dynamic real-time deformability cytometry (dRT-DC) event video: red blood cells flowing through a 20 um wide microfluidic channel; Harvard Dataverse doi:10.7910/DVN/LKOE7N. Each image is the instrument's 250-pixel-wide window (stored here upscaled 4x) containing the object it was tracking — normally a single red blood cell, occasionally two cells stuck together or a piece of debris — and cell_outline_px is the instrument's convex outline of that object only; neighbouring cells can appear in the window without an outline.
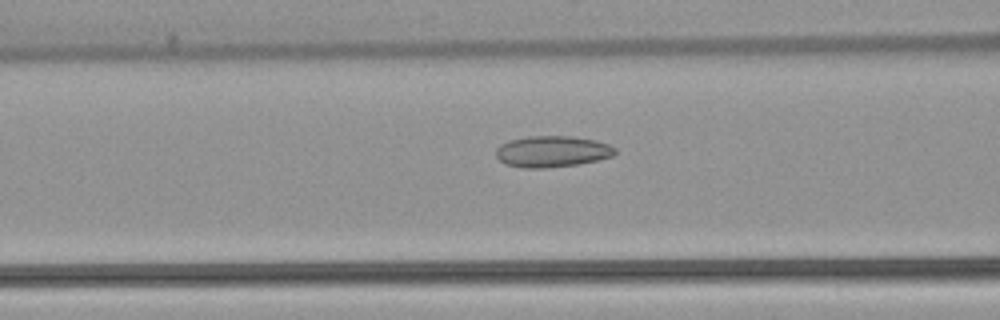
{"species": "common noctule bat (a hibernating species)", "species_latin": "Nyctalus noctula", "temperature_condition": "warm", "stored_images_in_passage": 53, "camera_frame_rate_fps": 3000, "um_per_image_px": 0.085, "animal": {"sex": "female", "body_mass_g": 22.7, "forearm_length_mm": 54.2}, "frame": {"image": 1, "passage_image": 21, "time_ms": 6.667, "image_size_px": [1000, 320], "cell_outline_px": [[616, 152], [612, 156], [580, 164], [548, 168], [524, 168], [504, 164], [496, 156], [496, 148], [500, 144], [508, 140], [528, 136], [572, 136], [596, 140], [608, 144], [616, 148]], "centroid_in_image_um": [46.91, 12.87], "position_along_channel_um": 119.7, "area_um2": 21.91}}
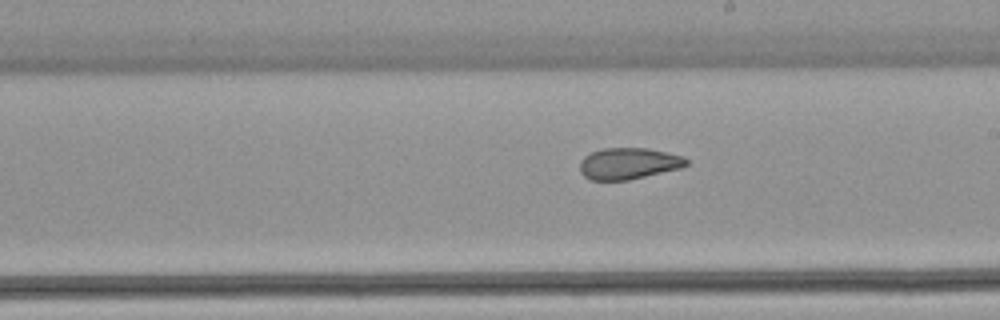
{"frame": {"image": 2, "passage_image": 30, "time_ms": 9.667, "image_size_px": [1000, 320], "cell_outline_px": [[688, 164], [680, 168], [628, 180], [588, 180], [580, 172], [580, 160], [584, 156], [600, 148], [648, 148], [684, 156], [688, 160]], "centroid_in_image_um": [53.4, 13.89], "position_along_channel_um": 235.6, "area_um2": 19.59}}
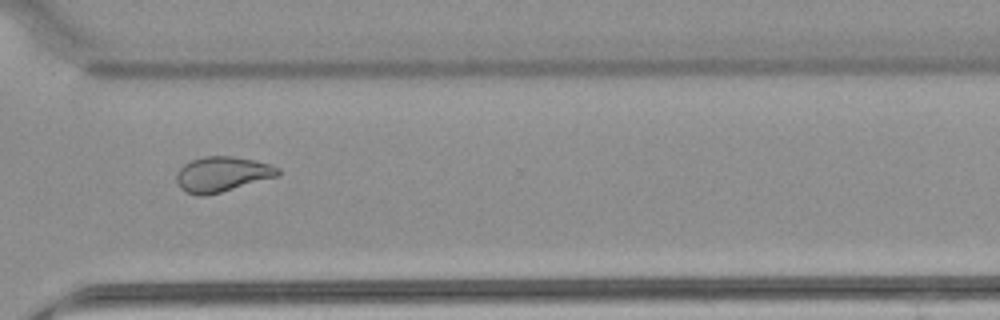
{"frame": {"image": 3, "passage_image": 39, "time_ms": 12.667, "image_size_px": [1000, 320], "cell_outline_px": [[280, 172], [276, 176], [220, 192], [204, 196], [196, 196], [184, 192], [180, 188], [176, 180], [176, 176], [180, 168], [184, 164], [192, 160], [204, 156], [232, 156], [272, 164], [280, 168]], "centroid_in_image_um": [18.84, 14.81], "position_along_channel_um": 351.8, "area_um2": 20.63}, "authors_computed_cell_mechanics": {"area_um2": 22.4842, "velocity_mm_per_s": 3.8619, "shape_relaxation_time_tau1_ms": null, "shape_relaxation_time_tau2_ms": 2.1832, "deformation_change_tau1": null, "deformation_change_tau2": 0.0923}}